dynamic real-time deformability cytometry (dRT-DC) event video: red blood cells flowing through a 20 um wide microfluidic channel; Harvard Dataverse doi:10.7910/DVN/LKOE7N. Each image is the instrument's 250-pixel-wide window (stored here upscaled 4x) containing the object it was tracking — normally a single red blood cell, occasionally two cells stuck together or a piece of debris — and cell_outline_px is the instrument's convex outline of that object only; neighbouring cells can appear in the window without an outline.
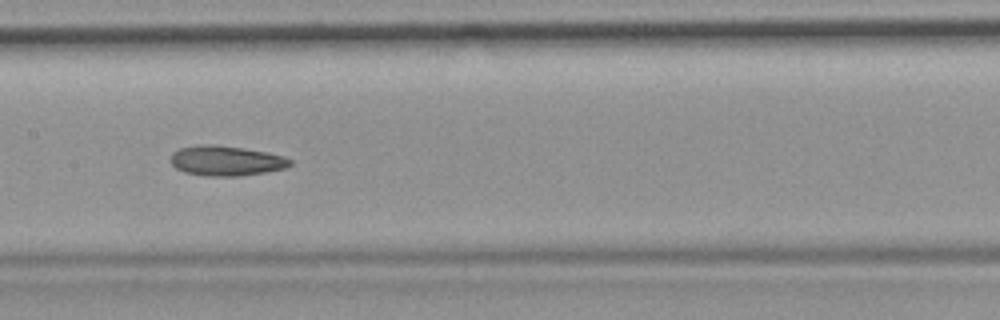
{"species": "common noctule bat (a hibernating species)", "species_latin": "Nyctalus noctula", "temperature_condition": "room temperature", "stored_images_in_passage": 35, "camera_frame_rate_fps": 3000, "um_per_image_px": 0.085, "animal": {"sex": "female", "body_mass_g": 19.9}, "frame": {"image": 1, "passage_image": 11, "time_ms": 3.333, "image_size_px": [1000, 320], "cell_outline_px": [[292, 164], [284, 168], [264, 172], [240, 176], [208, 176], [184, 172], [176, 168], [172, 164], [172, 152], [180, 148], [204, 144], [212, 144], [244, 148], [268, 152], [284, 156], [292, 160]], "centroid_in_image_um": [19.24, 13.66], "position_along_channel_um": 188.2, "area_um2": 20.81}}